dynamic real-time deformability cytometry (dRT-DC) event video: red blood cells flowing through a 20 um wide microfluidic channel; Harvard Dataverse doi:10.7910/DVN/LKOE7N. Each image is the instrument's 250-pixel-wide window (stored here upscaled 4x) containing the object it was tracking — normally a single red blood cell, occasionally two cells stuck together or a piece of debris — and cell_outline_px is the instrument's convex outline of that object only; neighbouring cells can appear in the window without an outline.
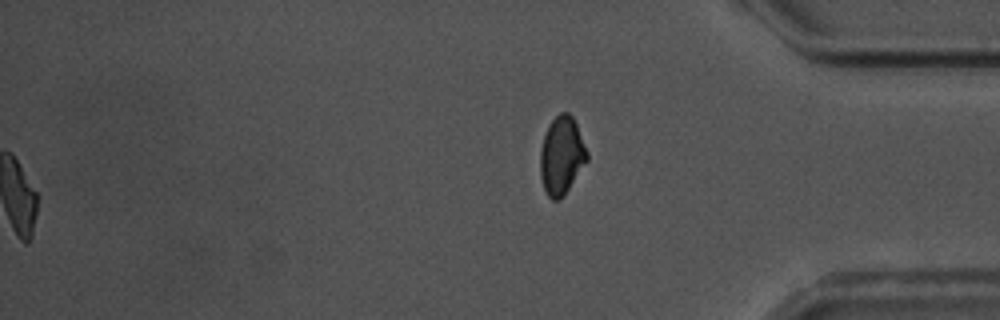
{"species": "common noctule bat (a hibernating species)", "species_latin": "Nyctalus noctula", "temperature_condition": "warm", "stored_images_in_passage": 58, "segment_of_instrument_passage": [2, 2], "camera_frame_rate_fps": 3000, "um_per_image_px": 0.085, "animal": {"sex": "male", "body_mass_g": 17.5, "forearm_length_mm": 52.3}, "frame": {"image": 1, "passage_image": 58, "time_ms": 19.0, "image_size_px": [1000, 320], "cell_outline_px": [[588, 160], [564, 196], [560, 200], [552, 200], [548, 196], [544, 188], [540, 176], [540, 152], [544, 136], [548, 124], [560, 112], [568, 112], [572, 116], [576, 124], [588, 152]], "centroid_in_image_um": [47.74, 13.24], "position_along_channel_um": 387.5, "area_um2": 21.33}}